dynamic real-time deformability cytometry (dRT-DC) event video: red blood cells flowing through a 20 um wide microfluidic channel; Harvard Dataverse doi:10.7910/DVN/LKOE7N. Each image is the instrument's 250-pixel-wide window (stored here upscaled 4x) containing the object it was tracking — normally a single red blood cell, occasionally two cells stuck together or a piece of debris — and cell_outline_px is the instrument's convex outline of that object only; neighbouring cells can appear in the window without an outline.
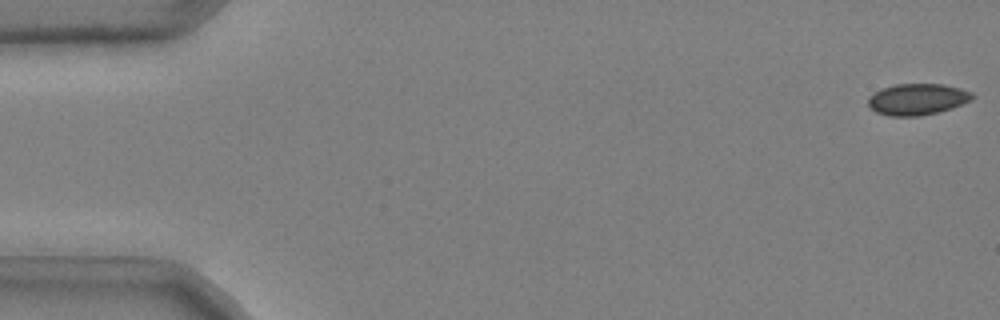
{"species": "common noctule bat (a hibernating species)", "species_latin": "Nyctalus noctula", "temperature_condition": "cold", "stored_images_in_passage": 49, "camera_frame_rate_fps": 3000, "um_per_image_px": 0.085, "animal": {"sex": "male", "body_mass_g": 20.4}, "frame": {"image": 1, "passage_image": 1, "time_ms": 0.0, "image_size_px": [1000, 320], "cell_outline_px": [[976, 96], [972, 100], [952, 108], [920, 116], [888, 116], [876, 112], [868, 104], [868, 96], [884, 88], [896, 84], [944, 84], [960, 88], [972, 92]], "centroid_in_image_um": [78.0, 8.44], "position_along_channel_um": 7.0, "area_um2": 19.02}}
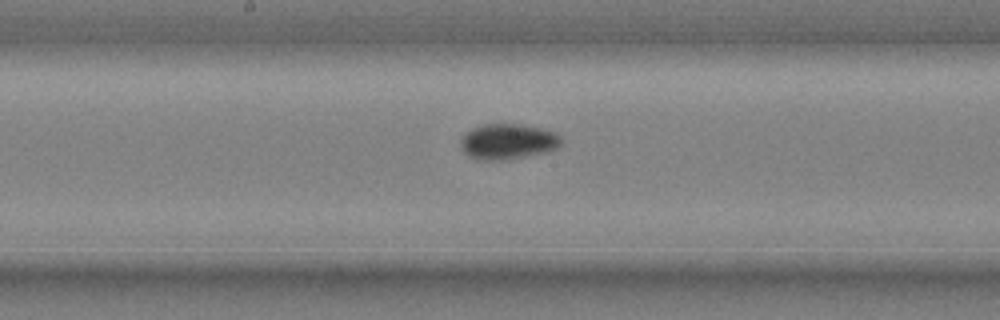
{"frame": {"image": 2, "passage_image": 28, "time_ms": 9.0, "image_size_px": [1000, 320], "cell_outline_px": [[560, 144], [556, 148], [548, 152], [508, 160], [480, 160], [468, 156], [464, 152], [460, 144], [460, 140], [464, 132], [472, 128], [484, 124], [520, 124], [544, 128], [556, 132], [560, 136]], "centroid_in_image_um": [43.16, 12.03], "position_along_channel_um": 205.0, "area_um2": 21.15}}
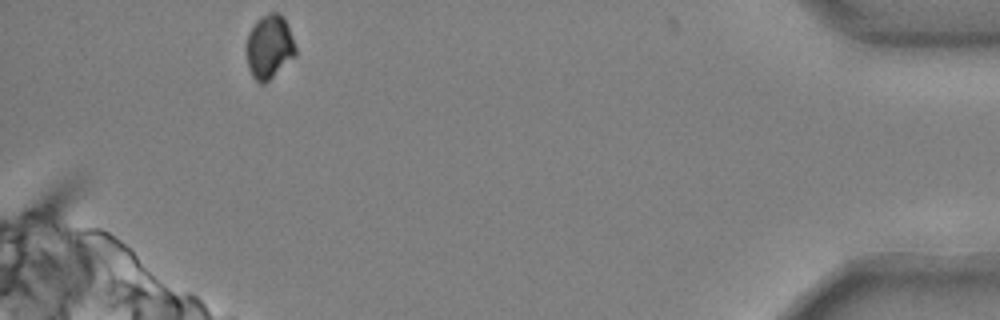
{"frame": {"image": 3, "passage_image": 49, "time_ms": 16.0, "image_size_px": [1000, 320], "cell_outline_px": [[296, 56], [264, 84], [260, 84], [252, 76], [248, 68], [244, 48], [244, 44], [248, 32], [256, 20], [268, 12], [280, 12], [284, 16], [296, 48]], "centroid_in_image_um": [22.85, 3.96], "position_along_channel_um": 412.4, "area_um2": 18.79}, "authors_computed_cell_mechanics": {"area_um2": 19.5364, "velocity_mm_per_s": 3.7196, "shape_relaxation_time_tau1_ms": 3.928, "shape_relaxation_time_tau2_ms": null, "deformation_change_tau1": 0.0554, "deformation_change_tau2": null}}